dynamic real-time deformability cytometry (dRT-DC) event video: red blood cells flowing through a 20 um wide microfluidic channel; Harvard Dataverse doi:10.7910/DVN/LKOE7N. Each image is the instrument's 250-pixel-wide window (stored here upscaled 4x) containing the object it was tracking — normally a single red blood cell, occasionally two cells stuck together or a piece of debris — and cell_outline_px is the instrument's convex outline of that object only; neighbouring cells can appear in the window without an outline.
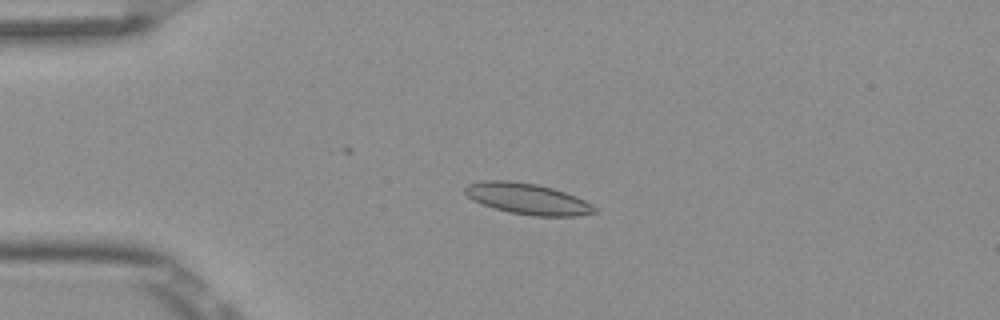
{"species": "Egyptian fruit bat (a non-hibernating species)", "species_latin": "Rousettus aegyptiacus", "temperature_condition": "room temperature", "stored_images_in_passage": 3, "camera_frame_rate_fps": 3000, "um_per_image_px": 0.085, "frame": {"image": 1, "passage_image": 2, "time_ms": 0.333, "image_size_px": [1000, 320], "cell_outline_px": [[600, 212], [576, 216], [536, 216], [508, 212], [472, 200], [464, 192], [464, 188], [468, 184], [480, 180], [512, 180], [536, 184], [552, 188], [576, 196], [592, 204]], "centroid_in_image_um": [44.85, 16.89], "position_along_channel_um": 40.2, "area_um2": 23.47}}